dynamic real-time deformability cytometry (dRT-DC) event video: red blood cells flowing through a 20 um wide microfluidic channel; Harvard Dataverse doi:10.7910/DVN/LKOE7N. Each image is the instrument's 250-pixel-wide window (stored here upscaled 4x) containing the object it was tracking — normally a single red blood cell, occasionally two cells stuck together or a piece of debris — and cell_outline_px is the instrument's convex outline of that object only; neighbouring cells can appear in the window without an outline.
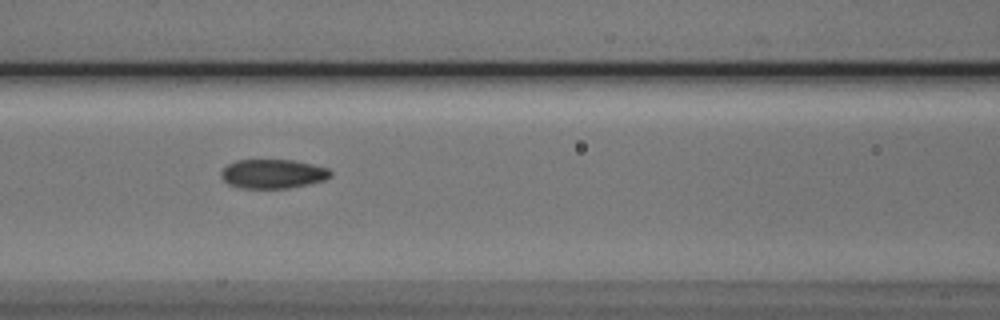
{"species": "Egyptian fruit bat (a non-hibernating species)", "species_latin": "Rousettus aegyptiacus", "temperature_condition": "cold", "stored_images_in_passage": 14, "camera_frame_rate_fps": 3000, "um_per_image_px": 0.085, "animal": {"sex": "male"}, "frame": {"image": 1, "passage_image": 4, "time_ms": 3.333, "image_size_px": [1000, 320], "cell_outline_px": [[332, 176], [324, 180], [308, 184], [288, 188], [240, 188], [228, 184], [220, 176], [220, 172], [228, 164], [236, 160], [292, 160], [312, 164], [328, 168], [332, 172]], "centroid_in_image_um": [23.19, 14.77], "position_along_channel_um": 143.4, "area_um2": 18.61}}
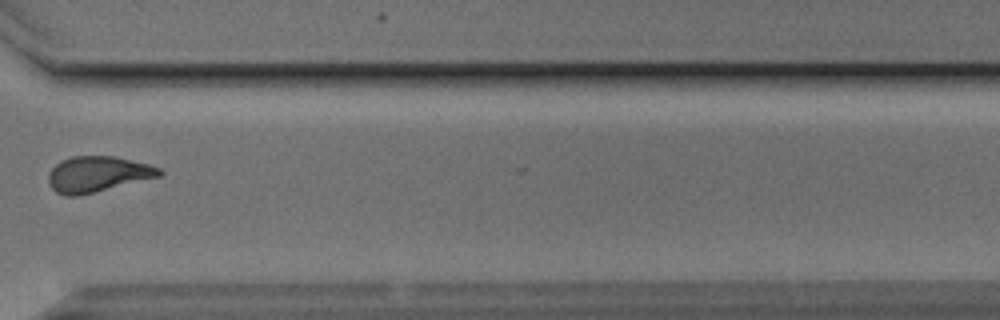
{"frame": {"image": 2, "passage_image": 11, "time_ms": 12.667, "image_size_px": [1000, 320], "cell_outline_px": [[164, 172], [160, 176], [76, 196], [64, 196], [56, 192], [48, 184], [48, 172], [60, 160], [72, 156], [116, 156], [148, 164], [160, 168]], "centroid_in_image_um": [8.26, 14.79], "position_along_channel_um": 362.3, "area_um2": 23.0}, "authors_computed_cell_mechanics": {"area_um2": 20.3745, "velocity_mm_per_s": 2.2727, "shape_relaxation_time_tau1_ms": null, "shape_relaxation_time_tau2_ms": 3.4365, "deformation_change_tau1": null, "deformation_change_tau2": 0.0913}}